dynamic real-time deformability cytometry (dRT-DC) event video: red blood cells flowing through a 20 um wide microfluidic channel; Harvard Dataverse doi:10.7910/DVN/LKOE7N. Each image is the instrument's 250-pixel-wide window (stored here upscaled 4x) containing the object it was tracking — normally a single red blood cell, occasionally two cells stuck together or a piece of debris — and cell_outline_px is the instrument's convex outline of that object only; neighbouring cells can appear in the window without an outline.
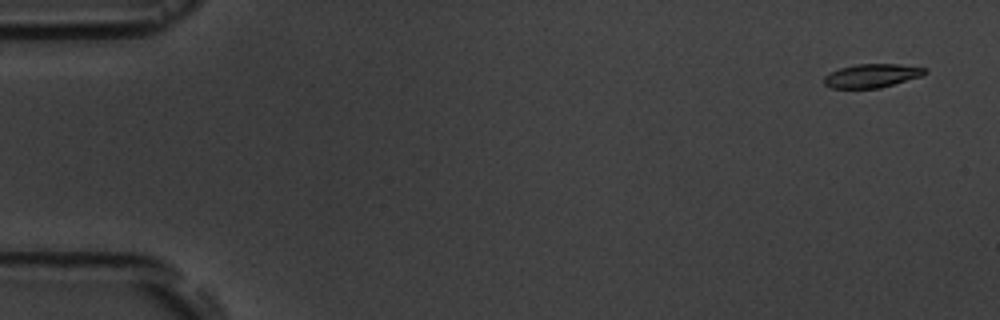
{"species": "common noctule bat (a hibernating species)", "species_latin": "Nyctalus noctula", "temperature_condition": "room temperature", "stored_images_in_passage": 4, "camera_frame_rate_fps": 3000, "um_per_image_px": 0.085, "animal": {"sex": "male", "body_mass_g": 19.5, "forearm_length_mm": 54.6}, "frame": {"image": 1, "passage_image": 1, "time_ms": 0.0, "image_size_px": [1000, 320], "cell_outline_px": [[928, 72], [920, 76], [880, 88], [832, 88], [824, 84], [824, 76], [840, 68], [856, 64], [900, 64], [928, 68]], "centroid_in_image_um": [74.12, 6.43], "position_along_channel_um": 10.9, "area_um2": 13.81}}
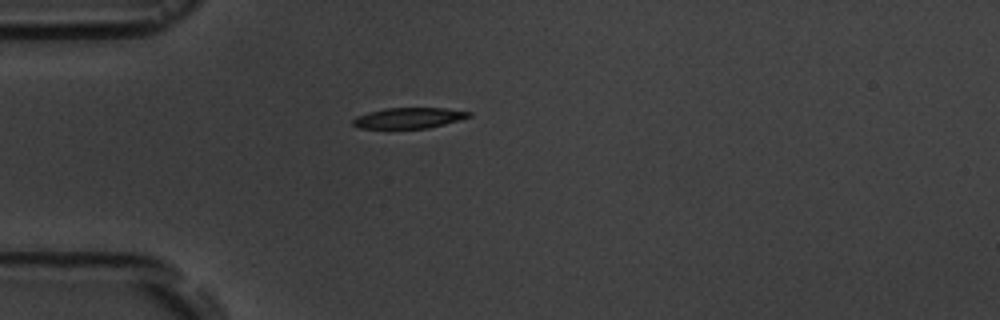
{"frame": {"image": 2, "passage_image": 4, "time_ms": 4.333, "image_size_px": [1000, 320], "cell_outline_px": [[472, 116], [444, 124], [428, 128], [360, 128], [352, 124], [352, 120], [356, 116], [368, 112], [384, 108], [444, 108], [472, 112]], "centroid_in_image_um": [34.74, 10.02], "position_along_channel_um": 50.3, "area_um2": 13.93}}